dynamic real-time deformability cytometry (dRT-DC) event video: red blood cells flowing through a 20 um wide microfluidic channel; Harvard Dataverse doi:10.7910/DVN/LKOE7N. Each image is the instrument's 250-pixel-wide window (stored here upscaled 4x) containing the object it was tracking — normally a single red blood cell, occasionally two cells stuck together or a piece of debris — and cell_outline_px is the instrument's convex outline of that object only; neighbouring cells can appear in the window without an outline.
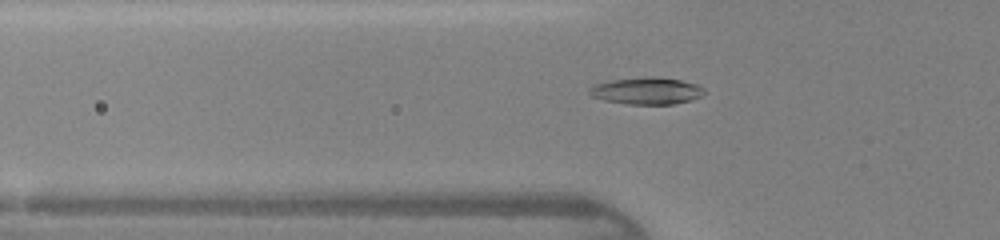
{"species": "human", "species_latin": "Homo sapiens", "temperature_condition": "warm", "stored_images_in_passage": 38, "camera_frame_rate_fps": 3000, "um_per_image_px": 0.085, "donor": {"sex": "female"}, "frame": {"image": 1, "passage_image": 8, "time_ms": 2.333, "image_size_px": [1000, 240], "cell_outline_px": [[704, 92], [700, 96], [692, 100], [672, 104], [628, 104], [604, 100], [592, 96], [588, 92], [588, 88], [596, 84], [612, 80], [648, 76], [652, 76], [680, 80], [696, 84], [704, 88]], "centroid_in_image_um": [54.96, 7.72], "position_along_channel_um": 70.8, "area_um2": 17.92}}
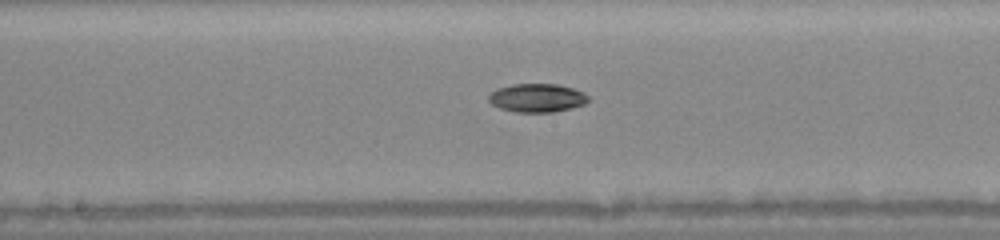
{"frame": {"image": 2, "passage_image": 17, "time_ms": 5.333, "image_size_px": [1000, 240], "cell_outline_px": [[588, 100], [584, 104], [572, 108], [552, 112], [516, 112], [500, 108], [492, 104], [488, 100], [488, 96], [496, 88], [512, 84], [556, 84], [572, 88], [584, 92], [588, 96]], "centroid_in_image_um": [45.64, 8.32], "position_along_channel_um": 202.6, "area_um2": 16.53}}
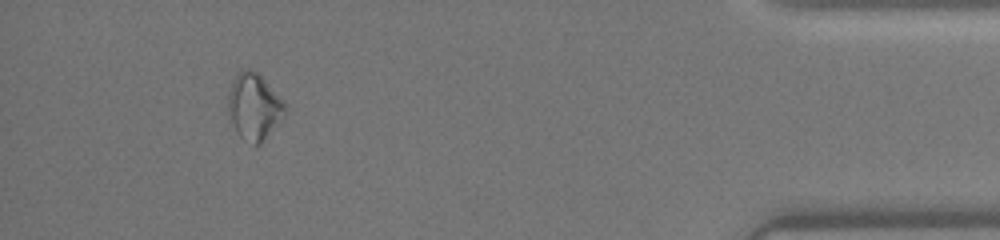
{"frame": {"image": 3, "passage_image": 35, "time_ms": 11.333, "image_size_px": [1000, 240], "cell_outline_px": [[288, 112], [260, 144], [256, 144], [240, 136], [228, 112], [228, 92], [232, 80], [240, 68], [252, 68], [260, 72], [284, 104]], "centroid_in_image_um": [21.59, 8.97], "position_along_channel_um": 413.6, "area_um2": 21.91}}